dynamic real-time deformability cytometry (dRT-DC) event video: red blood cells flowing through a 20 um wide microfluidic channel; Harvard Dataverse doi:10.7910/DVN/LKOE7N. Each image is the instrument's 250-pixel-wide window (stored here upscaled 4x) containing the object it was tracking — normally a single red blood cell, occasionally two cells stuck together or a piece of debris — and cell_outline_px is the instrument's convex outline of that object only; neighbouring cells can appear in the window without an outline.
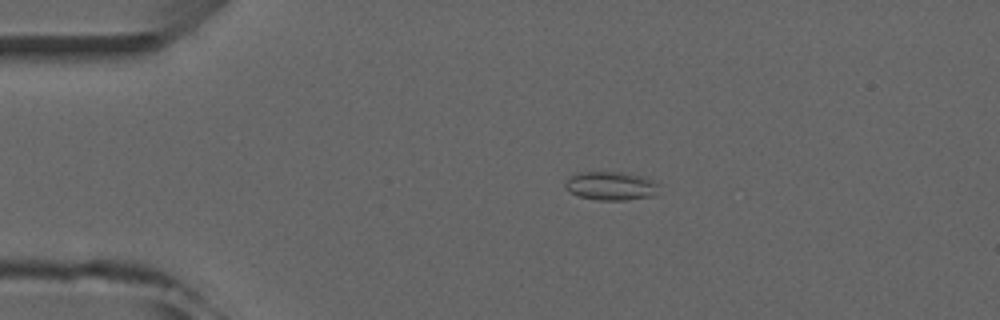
{"species": "common noctule bat (a hibernating species)", "species_latin": "Nyctalus noctula", "temperature_condition": "room temperature", "stored_images_in_passage": 3, "camera_frame_rate_fps": 3000, "um_per_image_px": 0.085, "animal": {"sex": "male", "forearm_length_mm": 52.5}, "frame": {"image": 1, "passage_image": 2, "time_ms": 1.333, "image_size_px": [1000, 320], "cell_outline_px": [[660, 184], [652, 196], [624, 200], [596, 200], [580, 196], [568, 192], [564, 188], [564, 184], [568, 176], [576, 172], [624, 172], [648, 176]], "centroid_in_image_um": [51.9, 15.78], "position_along_channel_um": 33.1, "area_um2": 16.01}}